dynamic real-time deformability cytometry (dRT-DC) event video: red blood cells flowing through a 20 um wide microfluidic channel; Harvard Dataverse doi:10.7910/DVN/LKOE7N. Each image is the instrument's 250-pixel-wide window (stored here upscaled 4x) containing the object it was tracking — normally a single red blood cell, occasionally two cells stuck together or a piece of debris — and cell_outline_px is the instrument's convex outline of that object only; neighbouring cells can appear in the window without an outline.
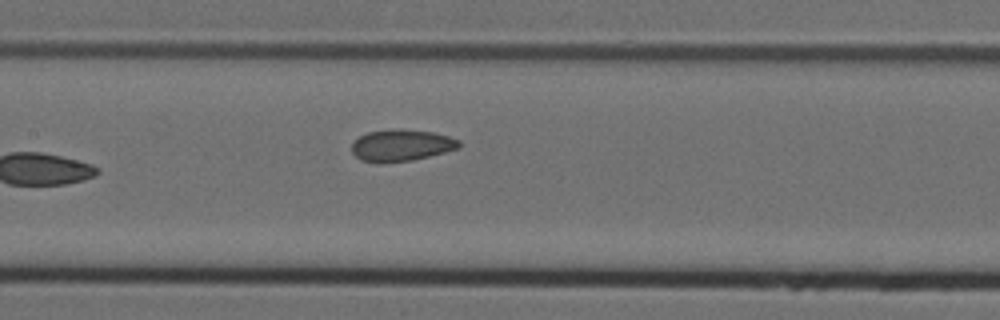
{"species": "Egyptian fruit bat (a non-hibernating species)", "species_latin": "Rousettus aegyptiacus", "temperature_condition": "cold", "stored_images_in_passage": 4, "camera_frame_rate_fps": 3000, "um_per_image_px": 0.085, "animal": {"sex": "female"}, "frame": {"image": 1, "passage_image": 4, "time_ms": 1.0, "image_size_px": [1000, 320], "cell_outline_px": [[460, 148], [412, 160], [380, 164], [376, 164], [360, 160], [352, 152], [352, 144], [360, 136], [368, 132], [392, 128], [400, 128], [432, 132], [448, 136], [460, 140]], "centroid_in_image_um": [34.09, 12.36], "position_along_channel_um": 173.3, "area_um2": 20.06}}